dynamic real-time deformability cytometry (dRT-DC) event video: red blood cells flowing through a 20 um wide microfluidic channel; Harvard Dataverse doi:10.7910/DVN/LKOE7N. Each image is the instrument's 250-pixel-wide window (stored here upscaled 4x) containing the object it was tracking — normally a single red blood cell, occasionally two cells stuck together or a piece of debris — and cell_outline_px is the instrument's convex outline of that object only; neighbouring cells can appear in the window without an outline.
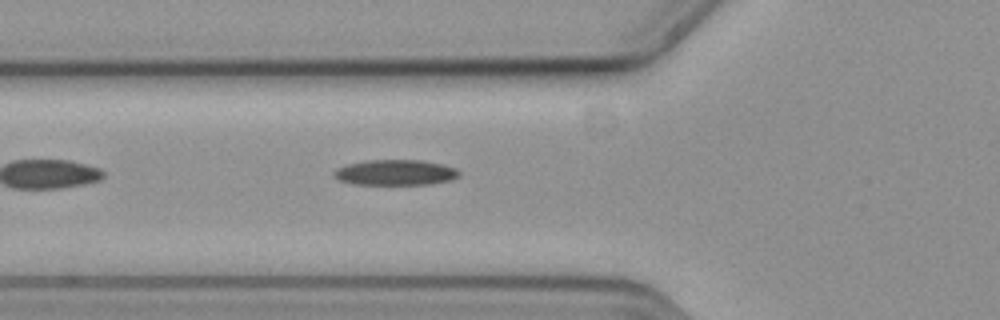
{"species": "common noctule bat (a hibernating species)", "species_latin": "Nyctalus noctula", "temperature_condition": "cold", "stored_images_in_passage": 39, "camera_frame_rate_fps": 3000, "um_per_image_px": 0.085, "animal": {"sex": "female", "body_mass_g": 19.3, "forearm_length_mm": 54.1}, "frame": {"image": 1, "passage_image": 3, "time_ms": 0.667, "image_size_px": [1000, 320], "cell_outline_px": [[460, 176], [448, 180], [432, 184], [352, 184], [340, 180], [332, 176], [332, 172], [336, 168], [348, 164], [364, 160], [420, 160], [444, 164], [456, 168], [460, 172]], "centroid_in_image_um": [33.59, 14.65], "position_along_channel_um": 92.2, "area_um2": 18.73}}
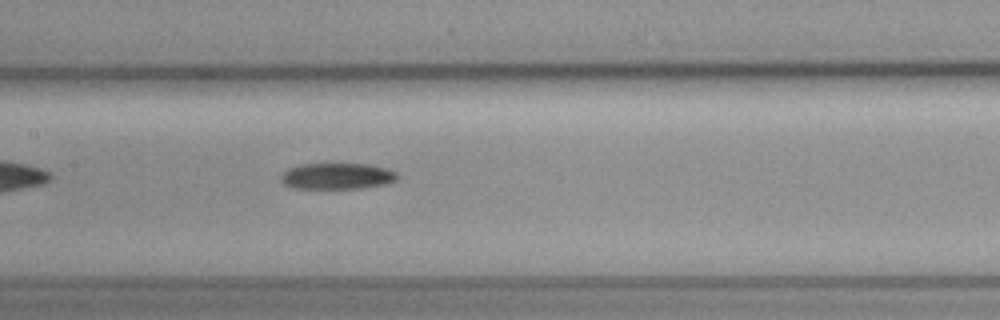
{"frame": {"image": 2, "passage_image": 10, "time_ms": 3.0, "image_size_px": [1000, 320], "cell_outline_px": [[396, 180], [384, 184], [360, 188], [292, 188], [284, 184], [280, 180], [280, 176], [288, 168], [300, 164], [368, 164], [384, 168], [396, 172]], "centroid_in_image_um": [28.59, 14.97], "position_along_channel_um": 178.8, "area_um2": 17.57}}
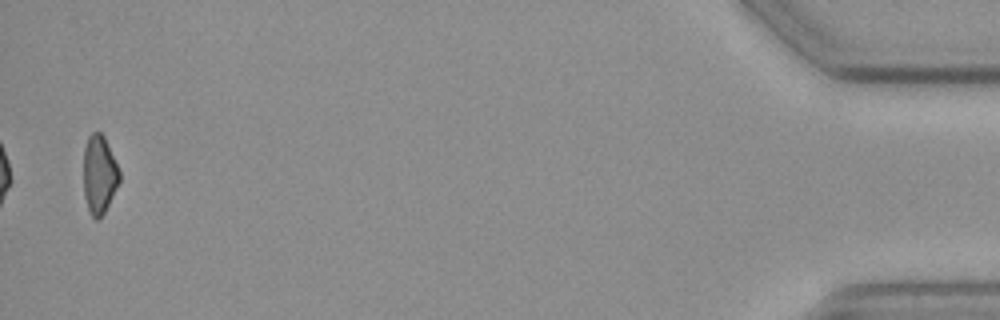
{"frame": {"image": 3, "passage_image": 38, "time_ms": 12.333, "image_size_px": [1000, 320], "cell_outline_px": [[120, 180], [100, 220], [96, 220], [92, 216], [88, 208], [84, 196], [84, 148], [88, 136], [92, 132], [100, 132], [104, 136], [120, 172]], "centroid_in_image_um": [8.43, 14.83], "position_along_channel_um": 426.8, "area_um2": 16.24}}